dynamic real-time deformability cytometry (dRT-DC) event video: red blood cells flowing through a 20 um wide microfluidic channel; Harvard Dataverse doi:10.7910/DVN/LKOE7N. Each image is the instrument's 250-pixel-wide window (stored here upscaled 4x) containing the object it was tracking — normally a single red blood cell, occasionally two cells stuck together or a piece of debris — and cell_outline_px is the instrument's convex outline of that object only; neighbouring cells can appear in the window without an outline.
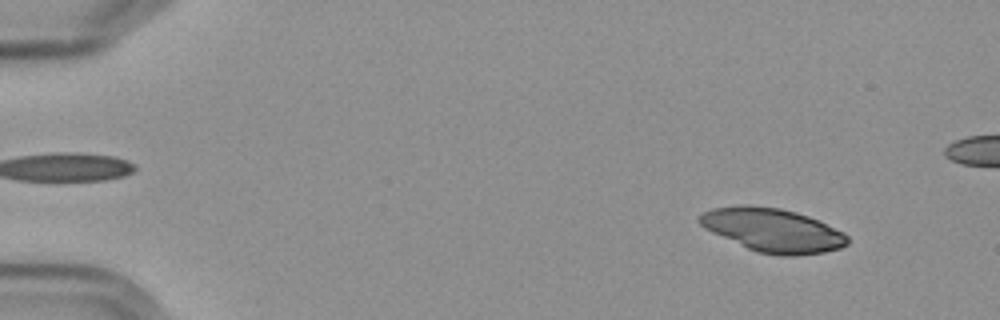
{"species": "Egyptian fruit bat (a non-hibernating species)", "species_latin": "Rousettus aegyptiacus", "temperature_condition": "cold", "stored_images_in_passage": 3, "camera_frame_rate_fps": 3000, "um_per_image_px": 0.085, "frame": {"image": 1, "passage_image": 1, "time_ms": 0.0, "image_size_px": [1000, 320], "cell_outline_px": [[848, 244], [840, 248], [824, 252], [796, 256], [784, 256], [756, 252], [712, 232], [704, 228], [696, 220], [696, 216], [712, 208], [744, 204], [748, 204], [780, 208], [796, 212], [820, 220], [844, 232], [848, 236]], "centroid_in_image_um": [65.68, 19.55], "position_along_channel_um": 19.3, "area_um2": 37.92}}